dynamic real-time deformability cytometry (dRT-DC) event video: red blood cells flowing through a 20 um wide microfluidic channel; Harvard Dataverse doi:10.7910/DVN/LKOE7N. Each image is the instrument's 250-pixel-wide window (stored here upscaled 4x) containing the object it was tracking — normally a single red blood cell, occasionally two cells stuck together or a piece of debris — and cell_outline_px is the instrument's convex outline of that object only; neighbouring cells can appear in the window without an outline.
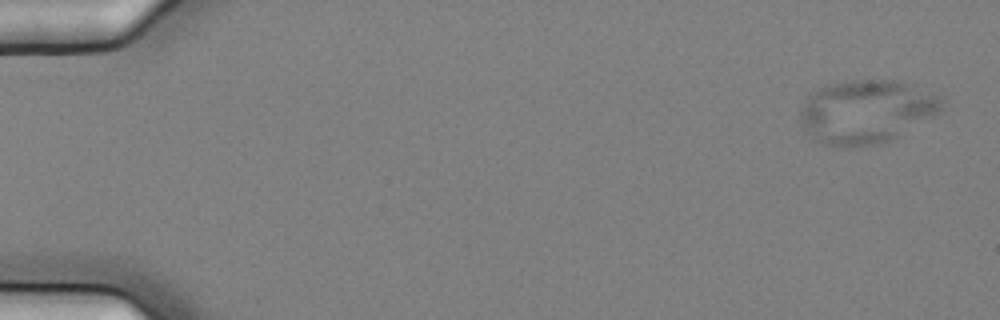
{"species": "common noctule bat (a hibernating species)", "species_latin": "Nyctalus noctula", "temperature_condition": "cold", "stored_images_in_passage": 7, "camera_frame_rate_fps": 3000, "um_per_image_px": 0.085, "animal": {"sex": "female", "body_mass_g": 25.1}, "frame": {"image": 1, "passage_image": 1, "time_ms": 0.0, "image_size_px": [1000, 320], "cell_outline_px": [[944, 108], [936, 116], [892, 140], [884, 144], [860, 148], [840, 148], [824, 144], [816, 140], [804, 128], [800, 116], [800, 108], [808, 92], [840, 80], [900, 80], [936, 96], [944, 100]], "centroid_in_image_um": [73.62, 9.51], "position_along_channel_um": 11.4, "area_um2": 53.41}}